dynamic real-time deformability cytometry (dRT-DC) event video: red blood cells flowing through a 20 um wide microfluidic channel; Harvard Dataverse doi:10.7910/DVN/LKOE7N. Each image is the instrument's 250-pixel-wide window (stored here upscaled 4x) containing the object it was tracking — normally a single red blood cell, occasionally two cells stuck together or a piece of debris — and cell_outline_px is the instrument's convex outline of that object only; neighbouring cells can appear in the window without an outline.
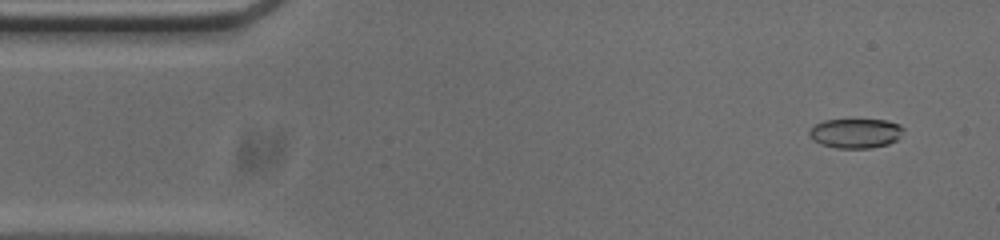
{"species": "common noctule bat (a hibernating species)", "species_latin": "Nyctalus noctula", "temperature_condition": "cold", "stored_images_in_passage": 52, "camera_frame_rate_fps": 3000, "um_per_image_px": 0.085, "animal": {"sex": "male", "body_mass_g": 20.0, "forearm_length_mm": 53.3}, "frame": {"image": 1, "passage_image": 3, "time_ms": 0.667, "image_size_px": [1000, 240], "cell_outline_px": [[904, 128], [896, 140], [888, 144], [872, 148], [836, 148], [820, 144], [812, 140], [808, 136], [808, 132], [816, 124], [824, 120], [888, 120], [900, 124]], "centroid_in_image_um": [72.71, 11.33], "position_along_channel_um": 12.3, "area_um2": 16.24}}
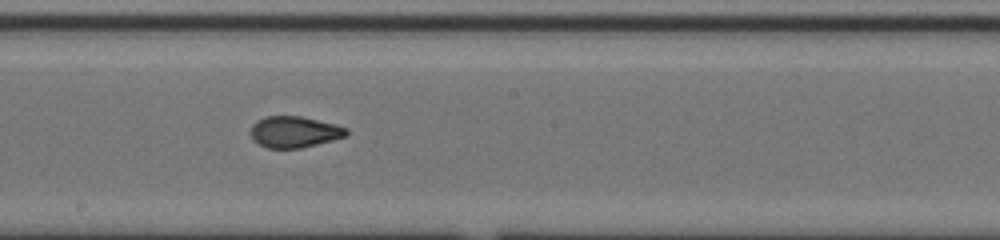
{"frame": {"image": 2, "passage_image": 27, "time_ms": 8.667, "image_size_px": [1000, 240], "cell_outline_px": [[348, 136], [300, 148], [268, 148], [252, 140], [252, 124], [256, 120], [264, 116], [300, 116], [336, 124], [348, 128]], "centroid_in_image_um": [25.03, 11.2], "position_along_channel_um": 223.2, "area_um2": 17.46}}
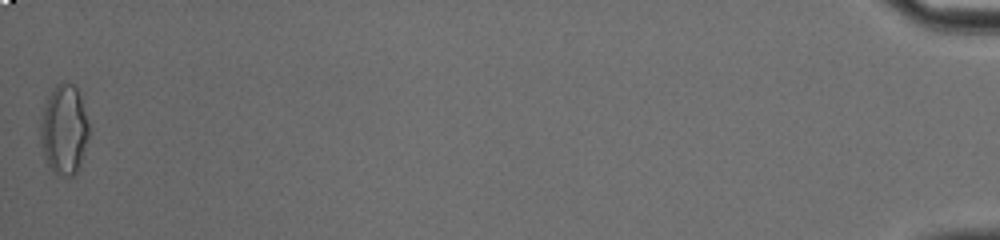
{"frame": {"image": 3, "passage_image": 52, "time_ms": 17.0, "image_size_px": [1000, 240], "cell_outline_px": [[88, 136], [80, 168], [72, 176], [56, 176], [48, 164], [44, 156], [40, 144], [40, 124], [44, 104], [48, 96], [56, 84], [72, 84], [76, 88], [80, 96], [88, 124]], "centroid_in_image_um": [5.42, 11.07], "position_along_channel_um": 429.8, "area_um2": 25.26}, "authors_computed_cell_mechanics": {"area_um2": 17.8313, "velocity_mm_per_s": 3.8043, "shape_relaxation_time_tau1_ms": null, "shape_relaxation_time_tau2_ms": 1.1166, "deformation_change_tau1": null, "deformation_change_tau2": 0.062}}